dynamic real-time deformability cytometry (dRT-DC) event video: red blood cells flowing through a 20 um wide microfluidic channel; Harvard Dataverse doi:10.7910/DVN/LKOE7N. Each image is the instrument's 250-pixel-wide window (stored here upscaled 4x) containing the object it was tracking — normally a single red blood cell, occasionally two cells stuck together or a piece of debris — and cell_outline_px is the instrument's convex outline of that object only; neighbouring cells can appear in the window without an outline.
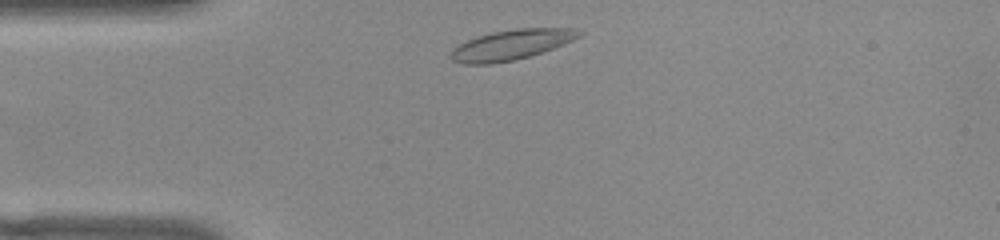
{"species": "common noctule bat (a hibernating species)", "species_latin": "Nyctalus noctula", "temperature_condition": "warm", "stored_images_in_passage": 36, "camera_frame_rate_fps": 3000, "um_per_image_px": 0.085, "animal": {"sex": "female", "body_mass_g": 22.0, "forearm_length_mm": 56.7}, "frame": {"image": 1, "passage_image": 2, "time_ms": 0.333, "image_size_px": [1000, 240], "cell_outline_px": [[584, 32], [580, 36], [572, 40], [552, 48], [528, 56], [512, 60], [492, 64], [460, 64], [452, 60], [448, 56], [452, 48], [476, 36], [492, 32], [516, 28], [576, 28]], "centroid_in_image_um": [43.41, 3.8], "position_along_channel_um": 41.6, "area_um2": 22.48}}
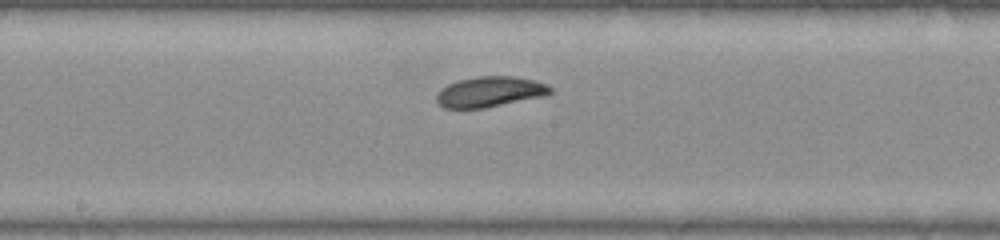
{"frame": {"image": 2, "passage_image": 17, "time_ms": 5.333, "image_size_px": [1000, 240], "cell_outline_px": [[552, 92], [544, 96], [484, 108], [444, 108], [436, 100], [436, 96], [440, 88], [456, 80], [480, 76], [516, 76], [536, 80], [548, 84], [552, 88]], "centroid_in_image_um": [41.65, 7.79], "position_along_channel_um": 206.5, "area_um2": 20.35}}
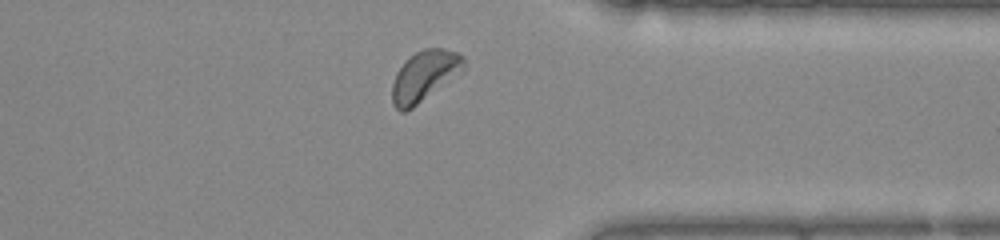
{"frame": {"image": 3, "passage_image": 31, "time_ms": 10.0, "image_size_px": [1000, 240], "cell_outline_px": [[468, 64], [464, 72], [412, 108], [404, 112], [400, 112], [392, 104], [392, 84], [396, 72], [416, 52], [424, 48], [444, 48], [456, 52], [464, 56]], "centroid_in_image_um": [36.15, 6.46], "position_along_channel_um": 375.3, "area_um2": 21.39}, "authors_computed_cell_mechanics": {"area_um2": 20.4323, "velocity_mm_per_s": 3.7449, "shape_relaxation_time_tau1_ms": 3.1092, "shape_relaxation_time_tau2_ms": 3.4095, "deformation_change_tau1": 0.1342, "deformation_change_tau2": 0.0761}}